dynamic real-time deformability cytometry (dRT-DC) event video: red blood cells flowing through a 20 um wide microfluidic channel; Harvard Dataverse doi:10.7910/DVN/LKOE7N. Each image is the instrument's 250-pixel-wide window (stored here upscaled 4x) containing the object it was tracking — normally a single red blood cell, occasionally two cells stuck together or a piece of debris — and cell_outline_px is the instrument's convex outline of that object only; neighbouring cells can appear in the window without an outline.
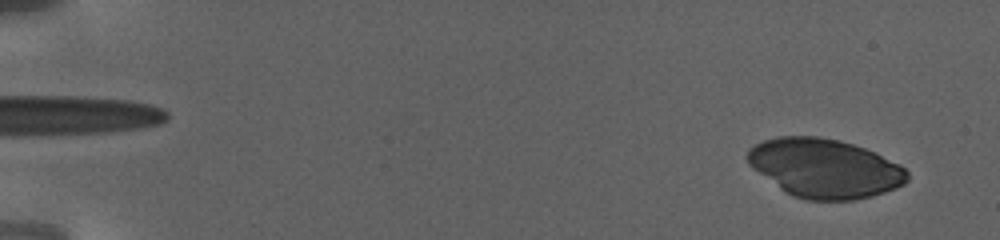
{"species": "human", "species_latin": "Homo sapiens", "temperature_condition": "warm", "stored_images_in_passage": 98, "camera_frame_rate_fps": 3000, "um_per_image_px": 0.085, "donor": {"sex": "female"}, "frame": {"image": 1, "passage_image": 3, "time_ms": 1.0, "image_size_px": [1000, 240], "cell_outline_px": [[908, 180], [904, 184], [884, 192], [852, 200], [808, 200], [792, 196], [780, 188], [760, 172], [748, 160], [748, 148], [764, 140], [776, 136], [820, 136], [840, 140], [876, 152], [900, 164], [908, 172]], "centroid_in_image_um": [70.14, 14.28], "position_along_channel_um": 14.9, "area_um2": 54.39}}
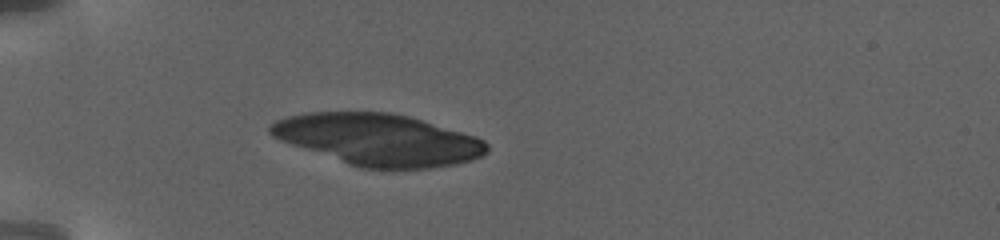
{"frame": {"image": 2, "passage_image": 31, "time_ms": 7.333, "image_size_px": [1000, 240], "cell_outline_px": [[488, 148], [480, 156], [468, 160], [452, 164], [428, 168], [360, 168], [348, 164], [280, 140], [272, 136], [268, 132], [268, 128], [276, 120], [288, 116], [304, 112], [388, 112], [408, 116], [476, 136], [484, 140], [488, 144]], "centroid_in_image_um": [32.12, 11.85], "position_along_channel_um": 52.9, "area_um2": 64.45}}